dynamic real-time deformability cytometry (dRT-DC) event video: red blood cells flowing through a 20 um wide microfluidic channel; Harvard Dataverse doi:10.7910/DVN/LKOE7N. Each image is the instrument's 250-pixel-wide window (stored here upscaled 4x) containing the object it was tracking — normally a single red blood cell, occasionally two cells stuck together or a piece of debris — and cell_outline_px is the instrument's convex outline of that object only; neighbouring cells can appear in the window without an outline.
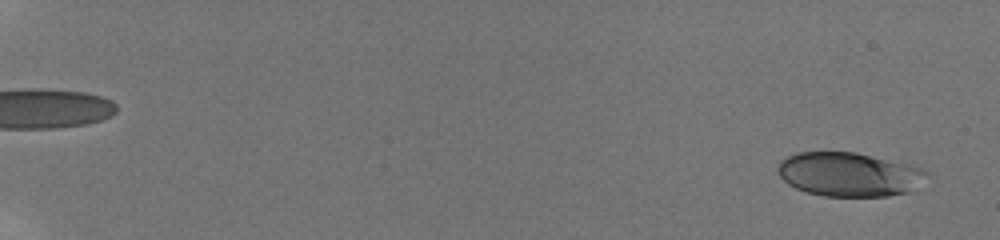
{"species": "human", "species_latin": "Homo sapiens", "temperature_condition": "room temperature", "stored_images_in_passage": 57, "camera_frame_rate_fps": 3000, "um_per_image_px": 0.085, "donor": {"sex": "male"}, "frame": {"image": 1, "passage_image": 3, "time_ms": 0.667, "image_size_px": [1000, 240], "cell_outline_px": [[928, 172], [908, 192], [888, 196], [824, 196], [808, 192], [796, 188], [788, 184], [780, 176], [776, 168], [780, 160], [796, 152], [856, 152], [908, 164], [920, 168]], "centroid_in_image_um": [72.08, 14.81], "position_along_channel_um": 12.9, "area_um2": 37.74}}
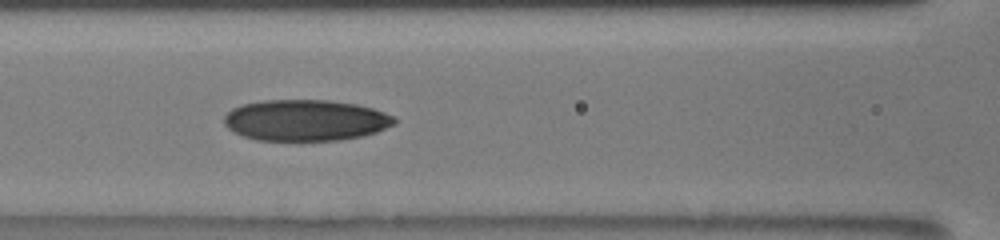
{"frame": {"image": 2, "passage_image": 30, "time_ms": 9.667, "image_size_px": [1000, 240], "cell_outline_px": [[396, 124], [376, 132], [364, 136], [340, 140], [256, 140], [244, 136], [228, 128], [224, 124], [224, 116], [232, 108], [244, 104], [264, 100], [328, 100], [356, 104], [372, 108], [384, 112], [392, 116], [396, 120]], "centroid_in_image_um": [25.99, 10.22], "position_along_channel_um": 140.6, "area_um2": 40.81}}
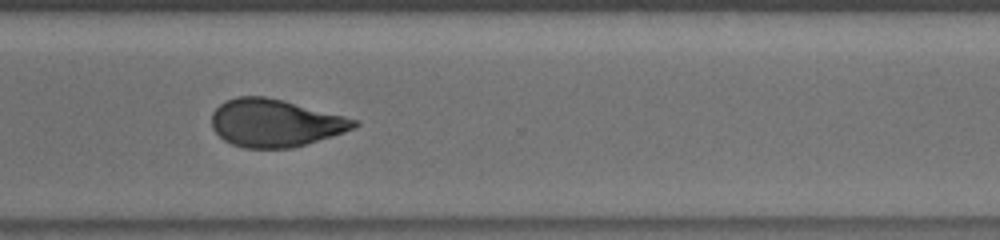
{"frame": {"image": 3, "passage_image": 46, "time_ms": 15.0, "image_size_px": [1000, 240], "cell_outline_px": [[360, 124], [344, 132], [332, 136], [292, 148], [244, 148], [232, 144], [224, 140], [212, 128], [212, 112], [224, 100], [236, 96], [264, 96], [284, 100], [360, 120]], "centroid_in_image_um": [23.38, 10.44], "position_along_channel_um": 347.2, "area_um2": 39.59}, "authors_computed_cell_mechanics": {"area_um2": 39.7086, "velocity_mm_per_s": 3.8803, "shape_relaxation_time_tau1_ms": null, "shape_relaxation_time_tau2_ms": 3.0433, "deformation_change_tau1": null, "deformation_change_tau2": 0.0919}}